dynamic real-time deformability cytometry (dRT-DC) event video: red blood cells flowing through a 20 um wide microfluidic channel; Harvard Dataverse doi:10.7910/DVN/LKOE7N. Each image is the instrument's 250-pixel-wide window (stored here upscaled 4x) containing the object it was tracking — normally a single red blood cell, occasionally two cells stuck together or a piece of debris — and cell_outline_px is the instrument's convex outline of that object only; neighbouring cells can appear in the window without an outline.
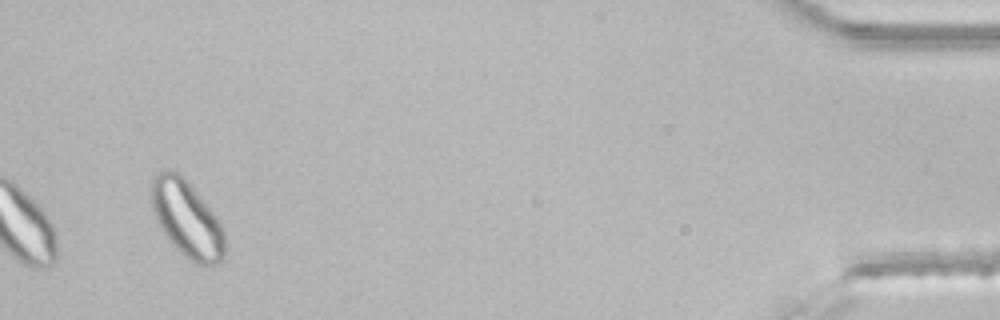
{"species": "common noctule bat (a hibernating species)", "species_latin": "Nyctalus noctula", "temperature_condition": "room temperature", "stored_images_in_passage": 36, "camera_frame_rate_fps": 3000, "um_per_image_px": 0.085, "animal": {"sex": "male", "body_mass_g": 21.5, "forearm_length_mm": 52.0}, "frame": {"image": 1, "passage_image": 36, "time_ms": 11.667, "image_size_px": [1000, 320], "cell_outline_px": [[224, 256], [216, 264], [196, 264], [188, 260], [172, 244], [156, 220], [152, 208], [152, 176], [156, 172], [176, 172], [192, 188], [216, 216], [224, 232]], "centroid_in_image_um": [15.88, 18.66], "position_along_channel_um": 419.3, "area_um2": 31.79}}